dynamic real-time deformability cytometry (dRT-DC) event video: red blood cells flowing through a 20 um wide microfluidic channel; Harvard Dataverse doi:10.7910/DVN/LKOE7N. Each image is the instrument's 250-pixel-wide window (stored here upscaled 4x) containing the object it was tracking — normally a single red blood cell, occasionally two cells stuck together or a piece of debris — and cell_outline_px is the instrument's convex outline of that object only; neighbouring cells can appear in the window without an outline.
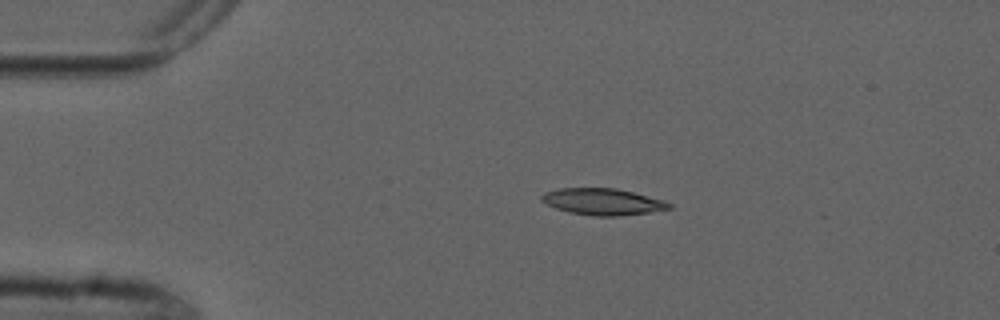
{"species": "common noctule bat (a hibernating species)", "species_latin": "Nyctalus noctula", "temperature_condition": "cold", "stored_images_in_passage": 4, "camera_frame_rate_fps": 3000, "um_per_image_px": 0.085, "animal": {"sex": "male", "forearm_length_mm": 52.5}, "frame": {"image": 1, "passage_image": 1, "time_ms": 0.0, "image_size_px": [1000, 320], "cell_outline_px": [[672, 208], [648, 212], [620, 216], [592, 216], [568, 212], [556, 208], [540, 200], [540, 196], [544, 192], [560, 188], [616, 188], [664, 200], [672, 204]], "centroid_in_image_um": [51.21, 17.14], "position_along_channel_um": 33.8, "area_um2": 19.71}}
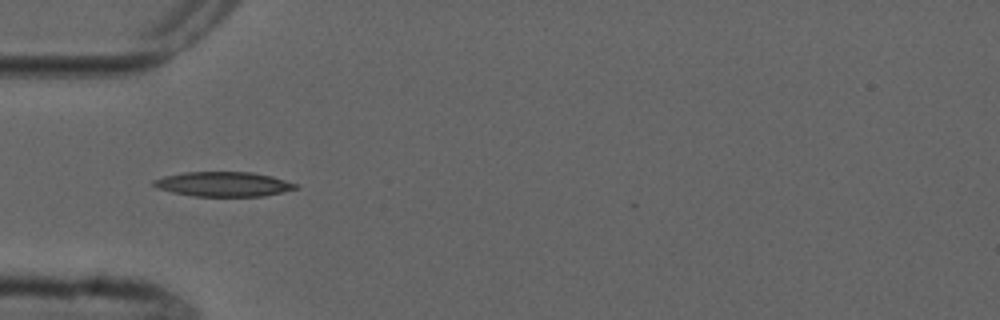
{"frame": {"image": 2, "passage_image": 3, "time_ms": 2.0, "image_size_px": [1000, 320], "cell_outline_px": [[300, 188], [264, 196], [192, 196], [172, 192], [156, 188], [152, 184], [152, 180], [164, 176], [184, 172], [252, 172], [272, 176], [300, 184]], "centroid_in_image_um": [19.02, 15.65], "position_along_channel_um": 66.0, "area_um2": 20.63}}
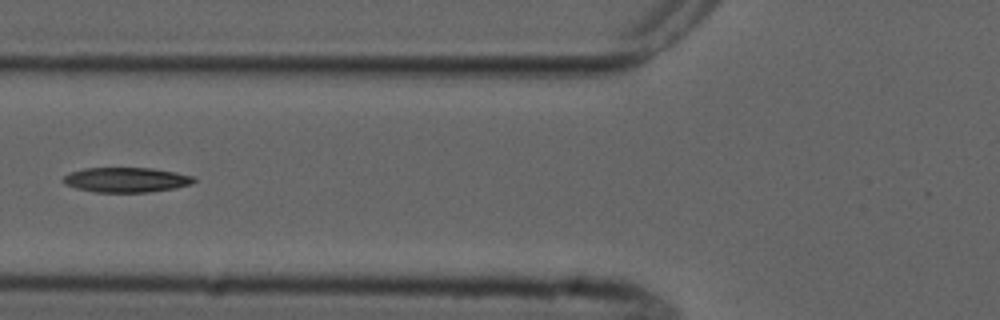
{"frame": {"image": 3, "passage_image": 4, "time_ms": 3.333, "image_size_px": [1000, 320], "cell_outline_px": [[196, 180], [192, 184], [176, 188], [148, 192], [96, 192], [76, 188], [64, 184], [60, 180], [64, 176], [72, 172], [84, 168], [152, 168], [176, 172], [192, 176]], "centroid_in_image_um": [10.72, 15.28], "position_along_channel_um": 115.1, "area_um2": 18.96}}